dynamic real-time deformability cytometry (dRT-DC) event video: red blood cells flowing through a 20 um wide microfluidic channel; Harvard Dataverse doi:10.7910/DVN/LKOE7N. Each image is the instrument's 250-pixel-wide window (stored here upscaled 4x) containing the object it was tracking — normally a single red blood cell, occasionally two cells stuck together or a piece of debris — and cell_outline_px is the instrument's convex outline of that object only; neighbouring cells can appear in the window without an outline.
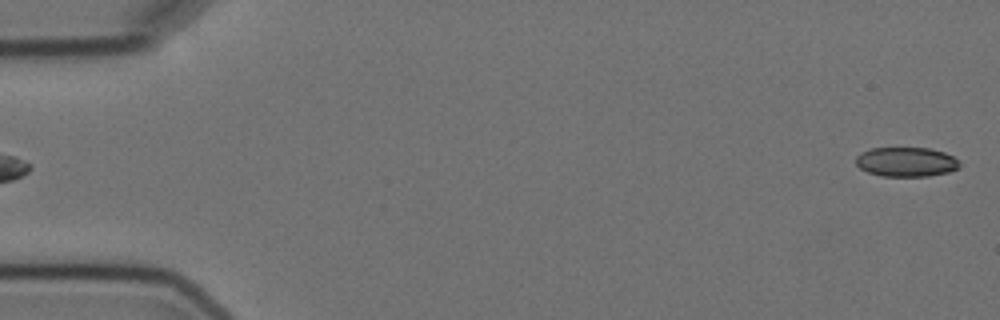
{"species": "Egyptian fruit bat (a non-hibernating species)", "species_latin": "Rousettus aegyptiacus", "temperature_condition": "cold", "stored_images_in_passage": 5, "segment_of_instrument_passage": [2, 2], "camera_frame_rate_fps": 3000, "um_per_image_px": 0.085, "animal": {"sex": "female"}, "frame": {"image": 1, "passage_image": 5, "time_ms": 5.333, "image_size_px": [1000, 320], "cell_outline_px": [[960, 168], [948, 172], [928, 176], [880, 176], [868, 172], [860, 168], [856, 164], [856, 156], [860, 152], [872, 148], [928, 148], [944, 152], [952, 156], [960, 164]], "centroid_in_image_um": [77.01, 13.76], "position_along_channel_um": 8.0, "area_um2": 17.8}}